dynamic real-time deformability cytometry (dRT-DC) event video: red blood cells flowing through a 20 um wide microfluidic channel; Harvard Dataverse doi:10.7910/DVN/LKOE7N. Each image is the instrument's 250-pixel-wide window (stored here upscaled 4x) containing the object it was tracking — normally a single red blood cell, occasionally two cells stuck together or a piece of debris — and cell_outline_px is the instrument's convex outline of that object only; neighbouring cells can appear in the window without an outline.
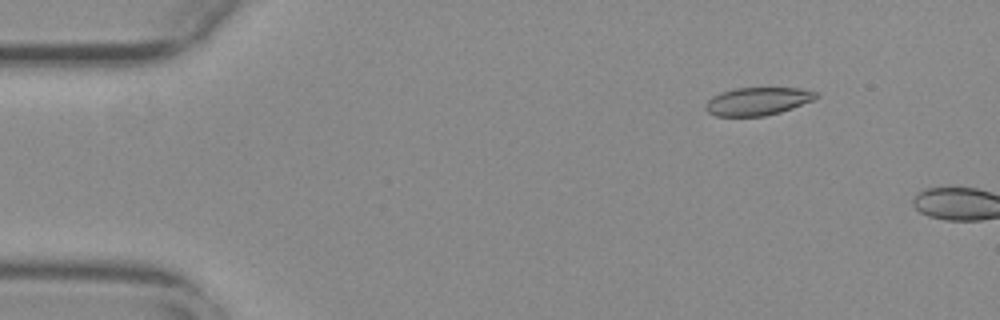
{"species": "common noctule bat (a hibernating species)", "species_latin": "Nyctalus noctula", "temperature_condition": "warm", "stored_images_in_passage": 9, "camera_frame_rate_fps": 3000, "um_per_image_px": 0.085, "animal": {"sex": "female", "body_mass_g": 29.2, "forearm_length_mm": 56.3}, "frame": {"image": 1, "passage_image": 7, "time_ms": 2.0, "image_size_px": [1000, 320], "cell_outline_px": [[820, 96], [812, 100], [792, 108], [780, 112], [764, 116], [716, 116], [708, 112], [704, 108], [704, 104], [712, 96], [720, 92], [736, 88], [800, 88], [816, 92]], "centroid_in_image_um": [64.36, 8.61], "position_along_channel_um": 20.6, "area_um2": 17.98}}